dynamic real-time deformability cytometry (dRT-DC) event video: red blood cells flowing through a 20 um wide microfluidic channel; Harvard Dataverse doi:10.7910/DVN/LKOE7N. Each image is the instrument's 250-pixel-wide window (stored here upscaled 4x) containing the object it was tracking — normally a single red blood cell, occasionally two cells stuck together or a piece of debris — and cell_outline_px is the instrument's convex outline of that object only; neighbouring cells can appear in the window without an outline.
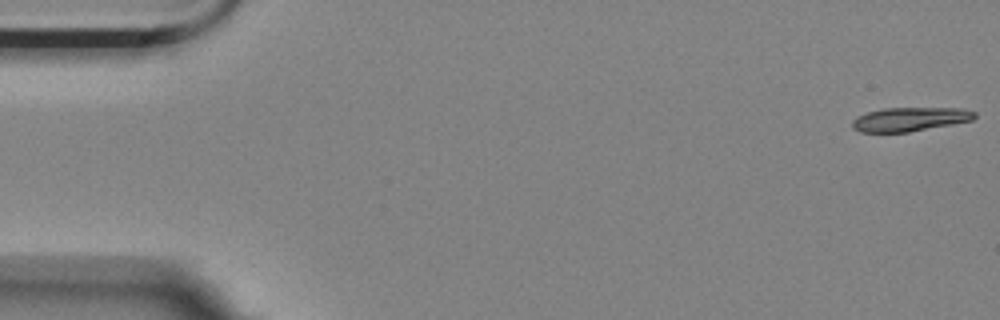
{"species": "Egyptian fruit bat (a non-hibernating species)", "species_latin": "Rousettus aegyptiacus", "temperature_condition": "room temperature", "stored_images_in_passage": 56, "camera_frame_rate_fps": 3000, "um_per_image_px": 0.085, "animal": {"sex": "female"}, "frame": {"image": 1, "passage_image": 1, "time_ms": 0.0, "image_size_px": [1000, 320], "cell_outline_px": [[976, 116], [972, 120], [952, 124], [908, 132], [860, 132], [852, 128], [852, 120], [856, 116], [868, 112], [884, 108], [964, 108], [976, 112]], "centroid_in_image_um": [77.32, 10.13], "position_along_channel_um": 7.7, "area_um2": 17.05}}
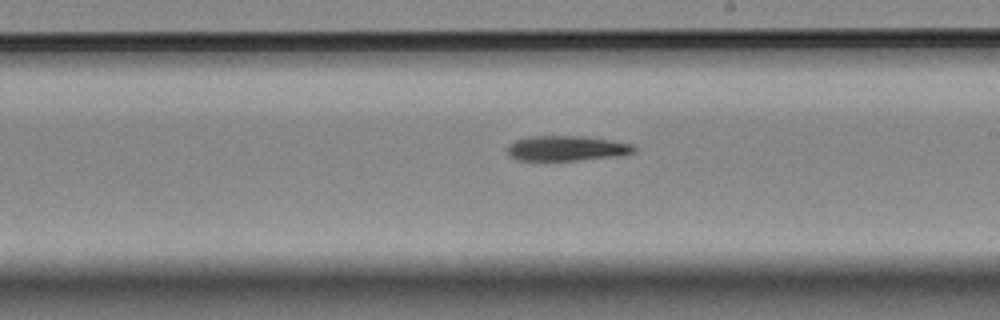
{"frame": {"image": 2, "passage_image": 32, "time_ms": 10.333, "image_size_px": [1000, 320], "cell_outline_px": [[636, 152], [616, 156], [576, 160], [516, 160], [508, 152], [508, 144], [516, 140], [528, 136], [584, 136], [612, 140], [636, 144]], "centroid_in_image_um": [48.21, 12.59], "position_along_channel_um": 240.8, "area_um2": 18.55}}
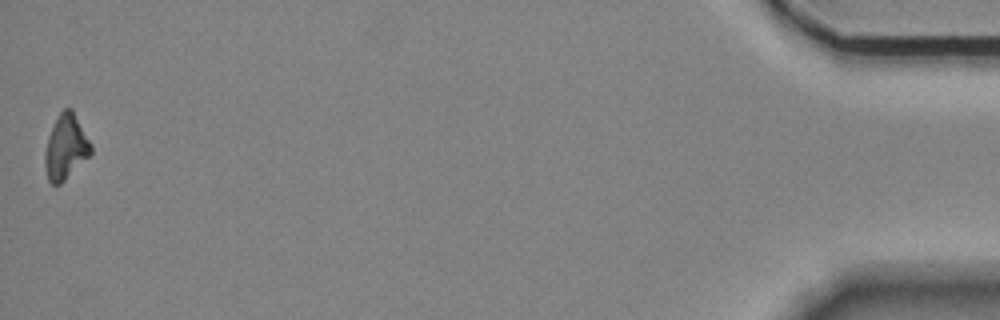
{"frame": {"image": 3, "passage_image": 56, "time_ms": 18.333, "image_size_px": [1000, 320], "cell_outline_px": [[92, 152], [60, 184], [52, 184], [48, 180], [44, 164], [44, 152], [48, 136], [60, 112], [64, 108], [72, 108], [92, 144]], "centroid_in_image_um": [5.58, 12.49], "position_along_channel_um": 429.6, "area_um2": 17.17}}